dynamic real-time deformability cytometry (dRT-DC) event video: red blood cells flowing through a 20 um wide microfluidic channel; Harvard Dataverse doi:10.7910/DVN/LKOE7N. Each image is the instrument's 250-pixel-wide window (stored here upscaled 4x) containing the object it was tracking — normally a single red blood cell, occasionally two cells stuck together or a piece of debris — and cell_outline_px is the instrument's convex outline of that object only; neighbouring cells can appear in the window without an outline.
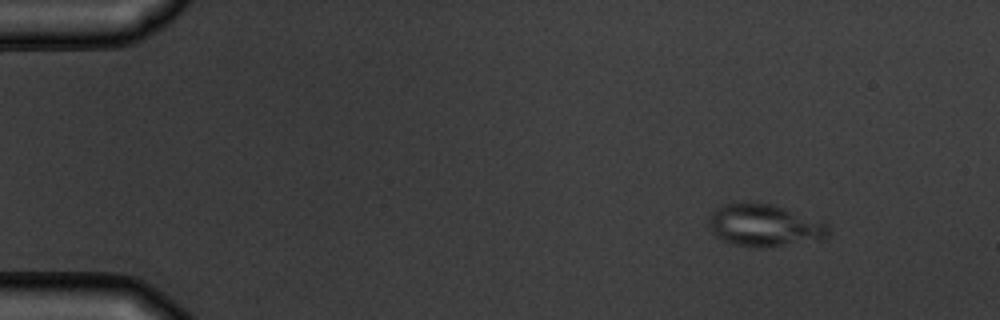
{"species": "common noctule bat (a hibernating species)", "species_latin": "Nyctalus noctula", "temperature_condition": "warm", "stored_images_in_passage": 4, "camera_frame_rate_fps": 3000, "um_per_image_px": 0.085, "animal": {"sex": "male", "body_mass_g": 19.5, "forearm_length_mm": 54.6}, "frame": {"image": 1, "passage_image": 1, "time_ms": 0.0, "image_size_px": [1000, 320], "cell_outline_px": [[828, 232], [824, 240], [764, 248], [752, 248], [720, 240], [708, 228], [708, 216], [716, 208], [724, 204], [768, 204], [828, 224]], "centroid_in_image_um": [64.92, 19.22], "position_along_channel_um": 20.1, "area_um2": 29.02}}